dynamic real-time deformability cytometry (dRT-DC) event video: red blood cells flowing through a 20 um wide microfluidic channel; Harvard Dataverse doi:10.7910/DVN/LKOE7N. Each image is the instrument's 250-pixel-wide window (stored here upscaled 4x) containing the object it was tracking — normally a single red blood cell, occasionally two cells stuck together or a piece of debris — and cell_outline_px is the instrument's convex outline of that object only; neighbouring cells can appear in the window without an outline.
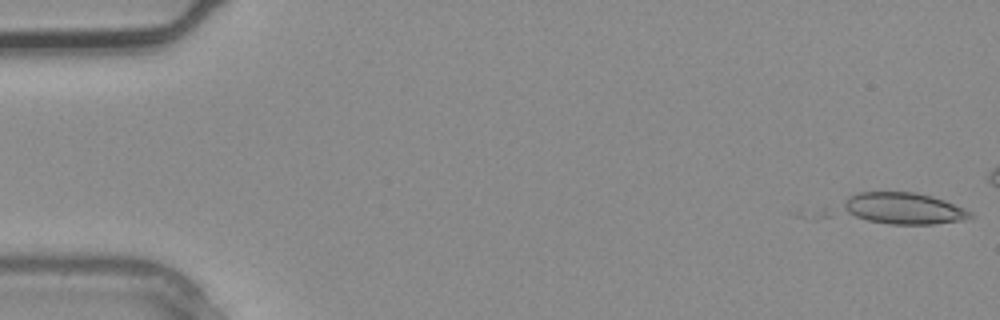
{"species": "common noctule bat (a hibernating species)", "species_latin": "Nyctalus noctula", "temperature_condition": "warm", "stored_images_in_passage": 4, "camera_frame_rate_fps": 3000, "um_per_image_px": 0.085, "animal": {"sex": "male", "body_mass_g": 20.4}, "frame": {"image": 1, "passage_image": 1, "time_ms": 0.0, "image_size_px": [1000, 320], "cell_outline_px": [[976, 216], [964, 220], [932, 224], [888, 224], [816, 220], [816, 216], [824, 208], [848, 196], [860, 192], [916, 192], [932, 196], [944, 200], [964, 208], [972, 212]], "centroid_in_image_um": [75.98, 17.79], "position_along_channel_um": 9.0, "area_um2": 27.74}}